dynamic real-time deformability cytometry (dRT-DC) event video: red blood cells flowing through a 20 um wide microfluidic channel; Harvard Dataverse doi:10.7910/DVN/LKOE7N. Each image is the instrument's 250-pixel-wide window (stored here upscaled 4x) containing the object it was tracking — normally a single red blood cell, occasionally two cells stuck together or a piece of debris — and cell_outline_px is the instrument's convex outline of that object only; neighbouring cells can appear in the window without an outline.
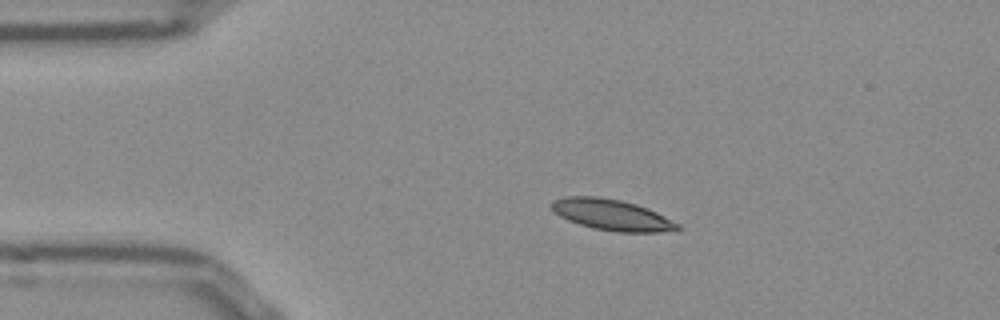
{"species": "Egyptian fruit bat (a non-hibernating species)", "species_latin": "Rousettus aegyptiacus", "temperature_condition": "room temperature", "stored_images_in_passage": 43, "camera_frame_rate_fps": 3000, "um_per_image_px": 0.085, "frame": {"image": 1, "passage_image": 1, "time_ms": 0.0, "image_size_px": [1000, 320], "cell_outline_px": [[680, 228], [660, 232], [616, 232], [592, 228], [568, 220], [560, 216], [548, 204], [552, 200], [564, 196], [600, 196], [620, 200], [636, 204], [648, 208], [680, 224]], "centroid_in_image_um": [51.96, 18.25], "position_along_channel_um": 33.0, "area_um2": 22.77}}
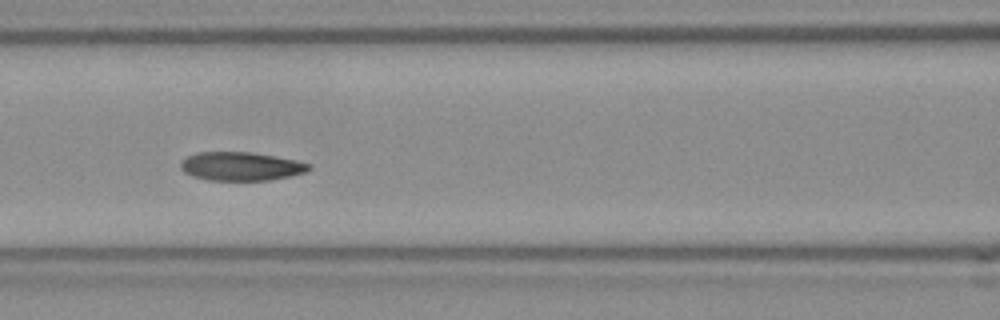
{"frame": {"image": 2, "passage_image": 13, "time_ms": 4.0, "image_size_px": [1000, 320], "cell_outline_px": [[312, 168], [308, 172], [292, 176], [268, 180], [208, 180], [192, 176], [184, 172], [180, 168], [180, 164], [188, 156], [196, 152], [252, 152], [296, 160], [312, 164]], "centroid_in_image_um": [20.53, 14.14], "position_along_channel_um": 146.1, "area_um2": 21.5}}
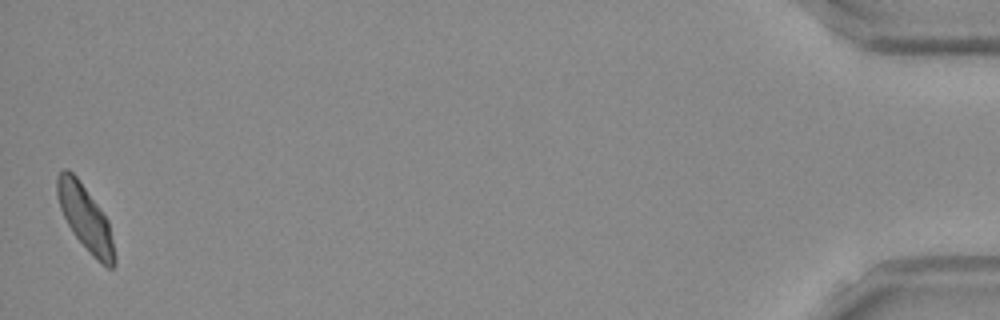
{"frame": {"image": 3, "passage_image": 43, "time_ms": 14.0, "image_size_px": [1000, 320], "cell_outline_px": [[116, 264], [112, 268], [108, 268], [96, 260], [92, 256], [72, 232], [60, 208], [56, 196], [56, 176], [64, 168], [68, 168], [76, 176], [100, 208], [108, 220], [116, 260]], "centroid_in_image_um": [7.24, 18.53], "position_along_channel_um": 428.0, "area_um2": 21.68}, "authors_computed_cell_mechanics": {"area_um2": 21.9062, "velocity_mm_per_s": 3.7921, "shape_relaxation_time_tau1_ms": 3.2453, "shape_relaxation_time_tau2_ms": 2.5233, "deformation_change_tau1": 0.1113, "deformation_change_tau2": 0.0515}}